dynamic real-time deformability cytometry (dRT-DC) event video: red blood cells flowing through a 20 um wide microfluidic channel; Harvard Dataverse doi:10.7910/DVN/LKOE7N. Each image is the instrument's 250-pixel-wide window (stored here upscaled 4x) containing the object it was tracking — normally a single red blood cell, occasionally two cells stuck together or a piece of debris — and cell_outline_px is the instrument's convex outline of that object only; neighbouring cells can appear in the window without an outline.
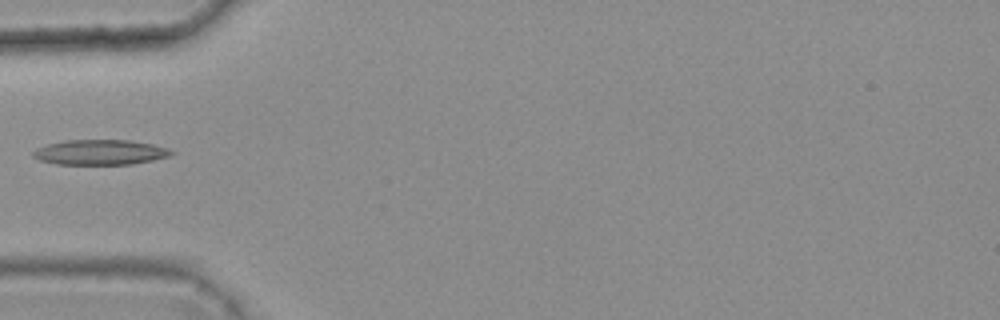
{"species": "common noctule bat (a hibernating species)", "species_latin": "Nyctalus noctula", "temperature_condition": "warm", "stored_images_in_passage": 5, "camera_frame_rate_fps": 3000, "um_per_image_px": 0.085, "animal": {"sex": "female", "body_mass_g": 25.1}, "frame": {"image": 1, "passage_image": 5, "time_ms": 1.333, "image_size_px": [1000, 320], "cell_outline_px": [[176, 152], [168, 156], [152, 160], [132, 164], [56, 164], [40, 160], [32, 156], [32, 152], [36, 148], [48, 144], [64, 140], [128, 140], [152, 144], [168, 148]], "centroid_in_image_um": [8.5, 12.94], "position_along_channel_um": 76.5, "area_um2": 20.17}}